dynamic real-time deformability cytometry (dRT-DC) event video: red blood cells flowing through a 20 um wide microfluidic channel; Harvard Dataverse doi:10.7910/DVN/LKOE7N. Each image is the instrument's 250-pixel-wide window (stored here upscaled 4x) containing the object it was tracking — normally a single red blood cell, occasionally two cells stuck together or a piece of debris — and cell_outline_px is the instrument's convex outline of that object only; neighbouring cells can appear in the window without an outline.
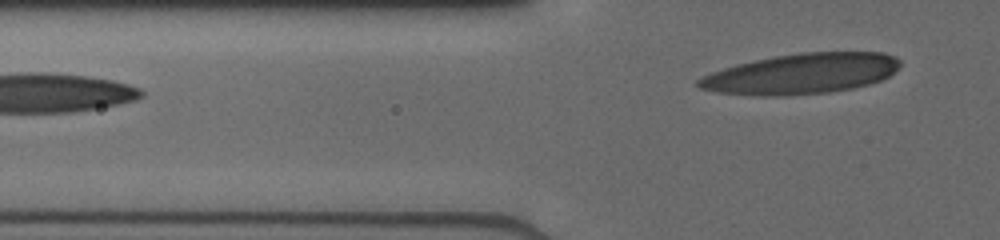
{"species": "human", "species_latin": "Homo sapiens", "temperature_condition": "cold", "stored_images_in_passage": 8, "segment_of_instrument_passage": [2, 2], "camera_frame_rate_fps": 3000, "um_per_image_px": 0.085, "donor": {"sex": "male"}, "frame": {"image": 1, "passage_image": 8, "time_ms": 3.0, "image_size_px": [1000, 240], "cell_outline_px": [[900, 64], [888, 76], [880, 80], [868, 84], [852, 88], [828, 92], [792, 96], [768, 96], [716, 92], [700, 88], [696, 84], [696, 80], [712, 72], [724, 68], [756, 60], [776, 56], [800, 52], [884, 52], [896, 56], [900, 60]], "centroid_in_image_um": [68.13, 6.27], "position_along_channel_um": 57.7, "area_um2": 47.22}}